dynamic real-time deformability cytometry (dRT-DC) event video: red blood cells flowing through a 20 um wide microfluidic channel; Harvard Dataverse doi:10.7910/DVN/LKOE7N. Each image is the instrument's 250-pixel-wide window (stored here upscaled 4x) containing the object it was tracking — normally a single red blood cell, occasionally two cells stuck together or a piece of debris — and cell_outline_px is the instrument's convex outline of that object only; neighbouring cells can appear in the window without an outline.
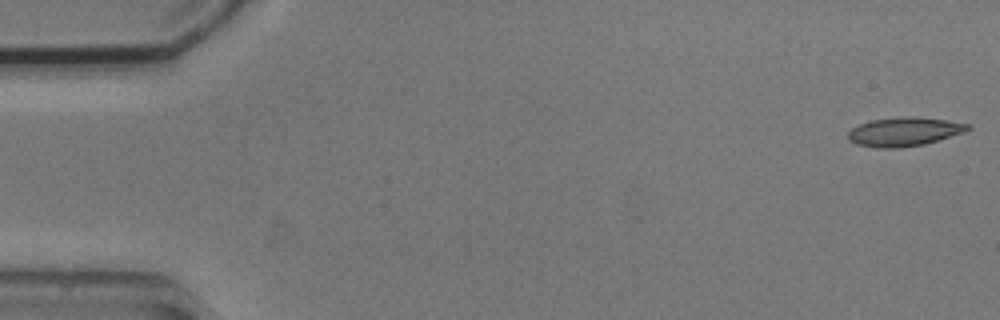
{"species": "common noctule bat (a hibernating species)", "species_latin": "Nyctalus noctula", "temperature_condition": "cold", "stored_images_in_passage": 5, "camera_frame_rate_fps": 3000, "um_per_image_px": 0.085, "animal": {"sex": "male", "body_mass_g": 20.5, "forearm_length_mm": 52.5}, "frame": {"image": 1, "passage_image": 1, "time_ms": 0.0, "image_size_px": [1000, 320], "cell_outline_px": [[972, 128], [964, 132], [924, 144], [896, 148], [876, 148], [856, 144], [848, 140], [848, 132], [852, 128], [860, 124], [872, 120], [900, 116], [916, 116], [972, 124]], "centroid_in_image_um": [76.85, 11.19], "position_along_channel_um": 8.1, "area_um2": 20.17}}